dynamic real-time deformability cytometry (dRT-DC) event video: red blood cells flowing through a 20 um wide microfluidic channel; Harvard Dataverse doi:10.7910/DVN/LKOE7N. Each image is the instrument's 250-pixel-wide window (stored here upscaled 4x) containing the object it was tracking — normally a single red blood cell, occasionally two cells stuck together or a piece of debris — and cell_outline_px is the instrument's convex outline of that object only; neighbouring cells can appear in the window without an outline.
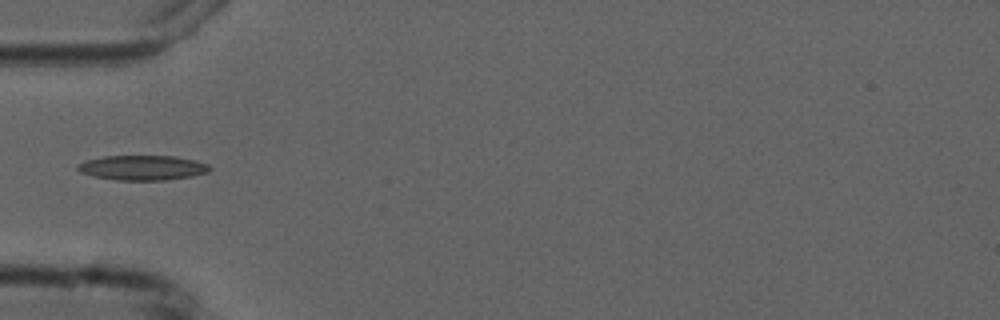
{"species": "common noctule bat (a hibernating species)", "species_latin": "Nyctalus noctula", "temperature_condition": "cold", "stored_images_in_passage": 6, "camera_frame_rate_fps": 3000, "um_per_image_px": 0.085, "animal": {"sex": "male", "forearm_length_mm": 52.5}, "frame": {"image": 1, "passage_image": 5, "time_ms": 4.667, "image_size_px": [1000, 320], "cell_outline_px": [[212, 168], [208, 172], [192, 176], [164, 180], [116, 180], [96, 176], [80, 172], [76, 168], [76, 164], [84, 160], [104, 156], [172, 156], [196, 160], [208, 164]], "centroid_in_image_um": [12.1, 14.25], "position_along_channel_um": 72.9, "area_um2": 19.13}}
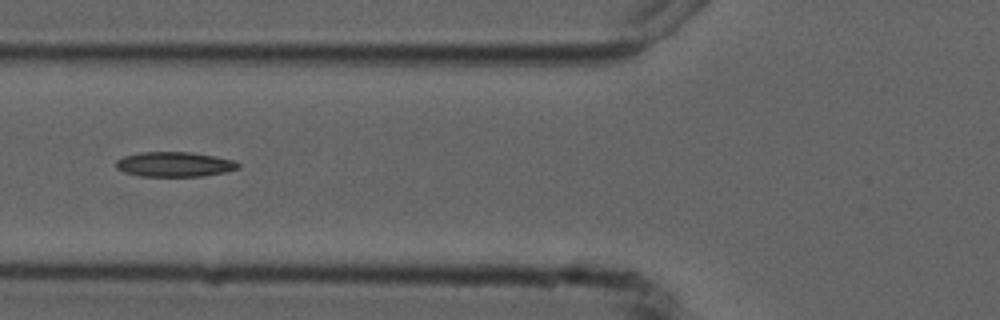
{"frame": {"image": 2, "passage_image": 6, "time_ms": 5.667, "image_size_px": [1000, 320], "cell_outline_px": [[240, 168], [224, 172], [204, 176], [140, 176], [124, 172], [116, 168], [116, 160], [124, 156], [140, 152], [192, 152], [232, 160], [240, 164]], "centroid_in_image_um": [14.81, 13.97], "position_along_channel_um": 111.0, "area_um2": 17.63}}